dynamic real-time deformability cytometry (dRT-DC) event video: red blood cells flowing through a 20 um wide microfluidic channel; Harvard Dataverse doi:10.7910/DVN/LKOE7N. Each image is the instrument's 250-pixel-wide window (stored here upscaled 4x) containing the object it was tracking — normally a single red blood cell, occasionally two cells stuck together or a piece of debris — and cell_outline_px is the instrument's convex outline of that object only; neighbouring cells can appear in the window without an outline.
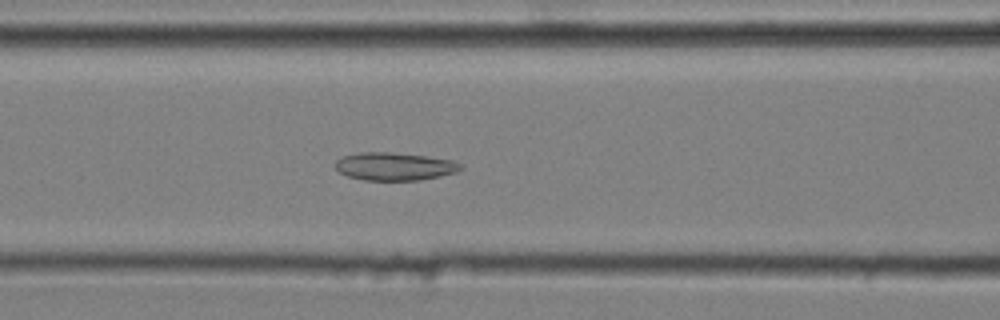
{"species": "common noctule bat (a hibernating species)", "species_latin": "Nyctalus noctula", "temperature_condition": "cold", "stored_images_in_passage": 42, "camera_frame_rate_fps": 3000, "um_per_image_px": 0.085, "animal": {"sex": "male", "body_mass_g": 20.4}, "frame": {"image": 1, "passage_image": 12, "time_ms": 3.667, "image_size_px": [1000, 320], "cell_outline_px": [[464, 168], [456, 172], [440, 176], [420, 180], [364, 180], [348, 176], [340, 172], [336, 168], [336, 160], [344, 156], [360, 152], [388, 152], [424, 156], [452, 160], [460, 164]], "centroid_in_image_um": [33.54, 14.15], "position_along_channel_um": 133.1, "area_um2": 20.17}}
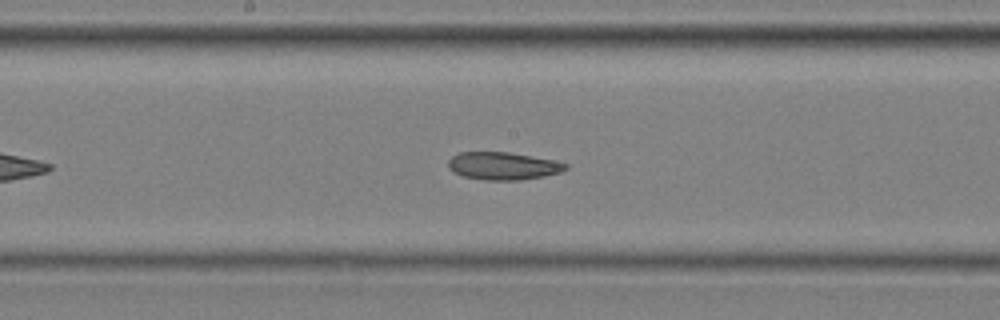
{"frame": {"image": 2, "passage_image": 18, "time_ms": 5.667, "image_size_px": [1000, 320], "cell_outline_px": [[568, 168], [560, 172], [544, 176], [520, 180], [484, 180], [464, 176], [452, 172], [448, 168], [448, 160], [452, 156], [460, 152], [508, 152], [552, 160], [568, 164]], "centroid_in_image_um": [42.72, 14.11], "position_along_channel_um": 205.5, "area_um2": 18.84}}
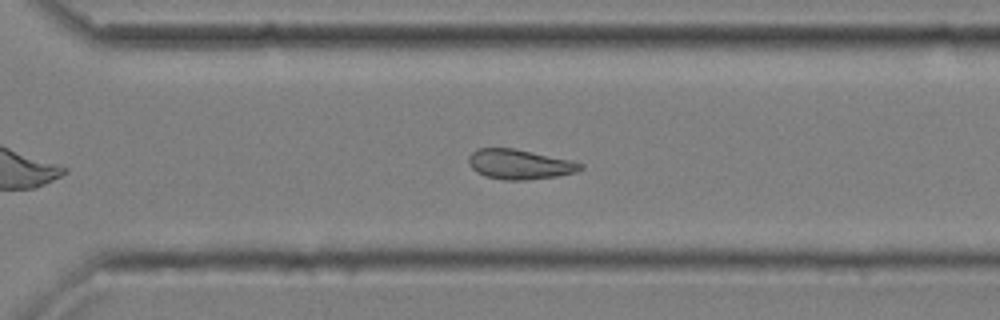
{"frame": {"image": 3, "passage_image": 28, "time_ms": 9.0, "image_size_px": [1000, 320], "cell_outline_px": [[584, 168], [576, 172], [556, 176], [528, 180], [504, 180], [484, 176], [476, 172], [468, 164], [468, 156], [476, 148], [512, 148], [572, 160], [584, 164]], "centroid_in_image_um": [44.15, 13.97], "position_along_channel_um": 326.5, "area_um2": 19.59}, "authors_computed_cell_mechanics": {"area_um2": 19.7098, "velocity_mm_per_s": 3.6265, "shape_relaxation_time_tau1_ms": null, "shape_relaxation_time_tau2_ms": 6.7377, "deformation_change_tau1": null, "deformation_change_tau2": 0.1366}}